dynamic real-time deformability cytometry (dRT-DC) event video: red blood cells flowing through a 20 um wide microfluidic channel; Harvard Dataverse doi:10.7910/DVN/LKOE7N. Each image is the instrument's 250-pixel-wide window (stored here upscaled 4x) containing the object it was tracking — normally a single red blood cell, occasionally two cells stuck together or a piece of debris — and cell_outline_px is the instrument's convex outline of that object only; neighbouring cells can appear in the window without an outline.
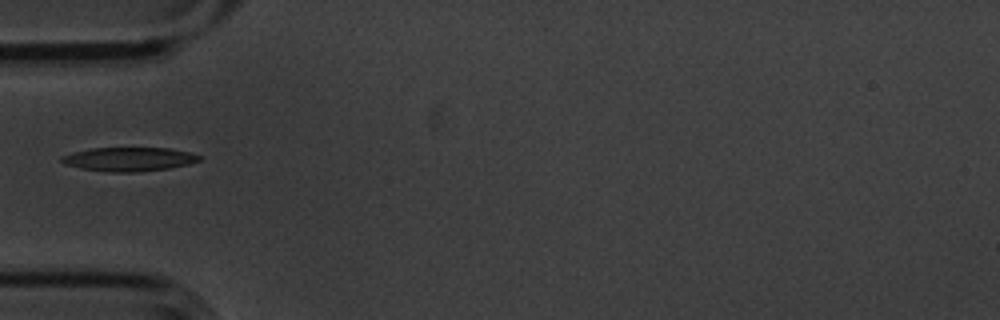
{"species": "common noctule bat (a hibernating species)", "species_latin": "Nyctalus noctula", "temperature_condition": "cold", "stored_images_in_passage": 5, "camera_frame_rate_fps": 3000, "um_per_image_px": 0.085, "animal": {"sex": "male", "body_mass_g": 20.1, "forearm_length_mm": 53.5}, "frame": {"image": 1, "passage_image": 5, "time_ms": 1.333, "image_size_px": [1000, 320], "cell_outline_px": [[204, 156], [200, 160], [188, 164], [168, 168], [136, 172], [108, 172], [80, 168], [64, 164], [60, 160], [60, 156], [72, 152], [92, 148], [168, 148], [192, 152]], "centroid_in_image_um": [10.97, 13.52], "position_along_channel_um": 74.0, "area_um2": 19.31}}